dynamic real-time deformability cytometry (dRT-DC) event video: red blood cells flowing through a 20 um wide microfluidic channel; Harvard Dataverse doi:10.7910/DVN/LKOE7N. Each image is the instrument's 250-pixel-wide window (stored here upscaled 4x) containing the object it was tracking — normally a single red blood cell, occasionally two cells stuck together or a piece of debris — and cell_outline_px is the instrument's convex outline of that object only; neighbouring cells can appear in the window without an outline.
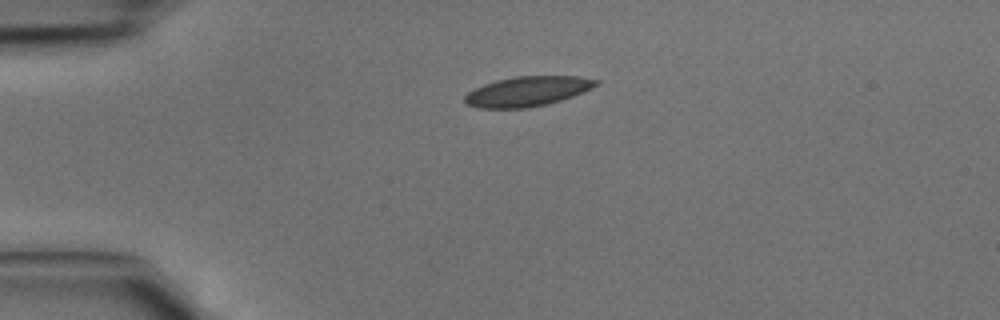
{"species": "common noctule bat (a hibernating species)", "species_latin": "Nyctalus noctula", "temperature_condition": "cold", "stored_images_in_passage": 2, "camera_frame_rate_fps": 3000, "um_per_image_px": 0.085, "animal": {"sex": "male", "body_mass_g": 15.6}, "frame": {"image": 1, "passage_image": 1, "time_ms": 0.0, "image_size_px": [1000, 320], "cell_outline_px": [[600, 84], [592, 88], [572, 96], [548, 104], [528, 108], [480, 108], [468, 104], [464, 100], [464, 96], [468, 92], [484, 84], [496, 80], [516, 76], [580, 76], [600, 80]], "centroid_in_image_um": [44.87, 7.76], "position_along_channel_um": 40.1, "area_um2": 22.83}}